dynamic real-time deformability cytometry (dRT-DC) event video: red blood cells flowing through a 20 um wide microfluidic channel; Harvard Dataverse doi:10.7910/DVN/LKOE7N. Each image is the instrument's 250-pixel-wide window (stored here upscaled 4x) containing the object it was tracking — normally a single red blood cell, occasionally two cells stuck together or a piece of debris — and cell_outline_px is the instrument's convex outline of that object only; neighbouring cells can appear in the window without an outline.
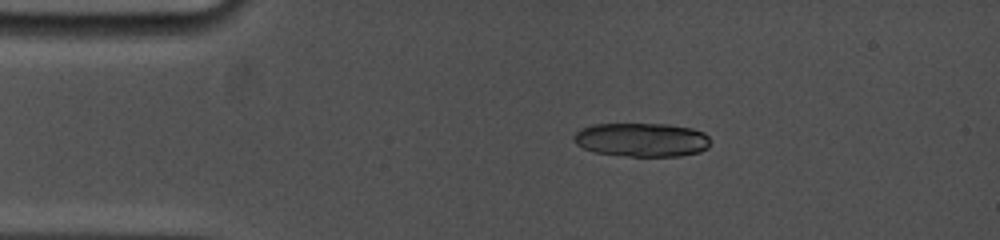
{"species": "common noctule bat (a hibernating species)", "species_latin": "Nyctalus noctula", "temperature_condition": "cold", "stored_images_in_passage": 5, "camera_frame_rate_fps": 5000, "um_per_image_px": 0.085, "animal": {"sex": "female", "body_mass_g": 19.0, "forearm_length_mm": 53.3}, "frame": {"image": 1, "passage_image": 1, "time_ms": 0.0, "image_size_px": [1000, 240], "cell_outline_px": [[712, 140], [708, 148], [700, 152], [680, 156], [632, 156], [596, 152], [584, 148], [576, 144], [572, 136], [580, 128], [592, 124], [668, 124], [692, 128], [704, 132]], "centroid_in_image_um": [54.58, 11.87], "position_along_channel_um": 30.4, "area_um2": 27.11}}